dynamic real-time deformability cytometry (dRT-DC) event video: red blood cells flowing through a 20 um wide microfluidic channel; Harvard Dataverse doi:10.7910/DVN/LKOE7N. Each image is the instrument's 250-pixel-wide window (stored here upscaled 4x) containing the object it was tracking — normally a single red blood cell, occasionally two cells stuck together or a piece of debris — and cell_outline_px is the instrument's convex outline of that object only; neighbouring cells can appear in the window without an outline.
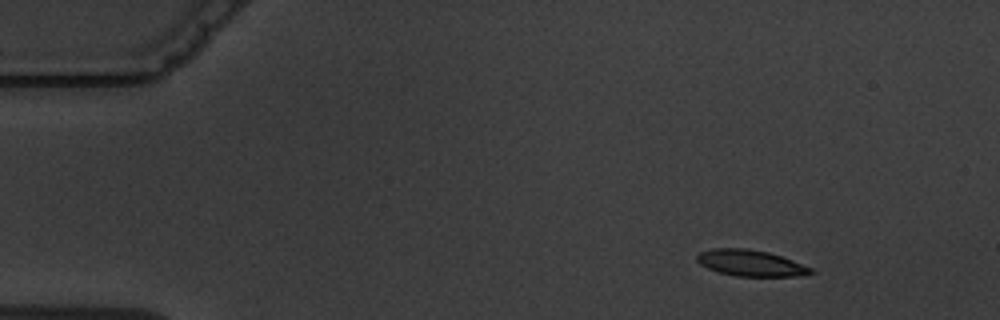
{"species": "common noctule bat (a hibernating species)", "species_latin": "Nyctalus noctula", "temperature_condition": "warm", "stored_images_in_passage": 7, "camera_frame_rate_fps": 3000, "um_per_image_px": 0.085, "animal": {"sex": "male", "body_mass_g": 19.5, "forearm_length_mm": 54.6}, "frame": {"image": 1, "passage_image": 3, "time_ms": 2.333, "image_size_px": [1000, 320], "cell_outline_px": [[816, 272], [796, 276], [736, 276], [716, 272], [700, 264], [696, 260], [696, 256], [700, 252], [712, 248], [748, 248], [768, 252], [792, 260], [812, 268]], "centroid_in_image_um": [63.77, 22.36], "position_along_channel_um": 21.2, "area_um2": 17.4}}
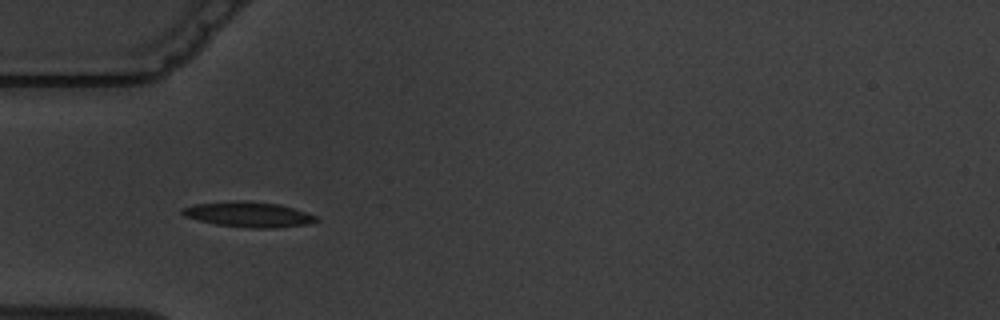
{"frame": {"image": 2, "passage_image": 6, "time_ms": 6.0, "image_size_px": [1000, 320], "cell_outline_px": [[320, 220], [308, 224], [280, 228], [248, 228], [216, 224], [184, 216], [180, 212], [180, 208], [196, 204], [232, 200], [244, 200], [280, 204], [316, 216]], "centroid_in_image_um": [21.12, 18.22], "position_along_channel_um": 63.9, "area_um2": 19.83}}